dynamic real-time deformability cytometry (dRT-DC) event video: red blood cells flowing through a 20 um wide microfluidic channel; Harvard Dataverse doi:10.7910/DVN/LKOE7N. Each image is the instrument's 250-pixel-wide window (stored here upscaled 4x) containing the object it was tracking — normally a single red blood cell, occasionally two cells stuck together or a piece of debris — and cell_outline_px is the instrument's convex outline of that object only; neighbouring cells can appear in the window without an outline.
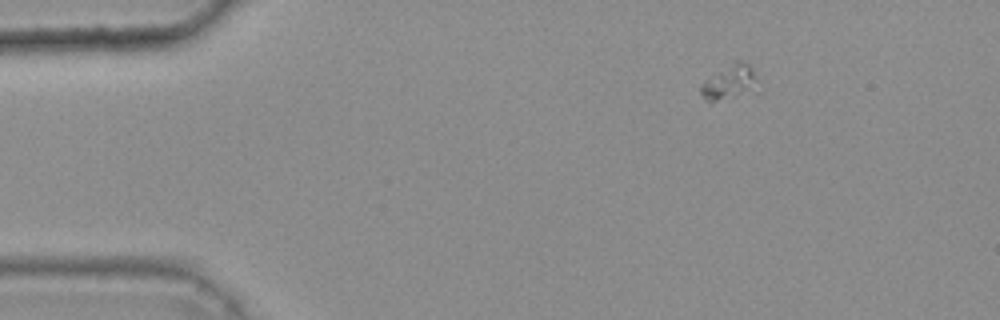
{"species": "common noctule bat (a hibernating species)", "species_latin": "Nyctalus noctula", "temperature_condition": "warm", "stored_images_in_passage": 42, "camera_frame_rate_fps": 3000, "um_per_image_px": 0.085, "animal": {"sex": "female", "body_mass_g": 25.1}, "frame": {"image": 1, "passage_image": 1, "time_ms": 0.0, "image_size_px": [1000, 320], "cell_outline_px": [[752, 76], [748, 88], [732, 96], [716, 100], [704, 100], [700, 92], [700, 84], [704, 80], [736, 60], [744, 60], [752, 68]], "centroid_in_image_um": [61.81, 6.92], "position_along_channel_um": 23.2, "area_um2": 10.06}}
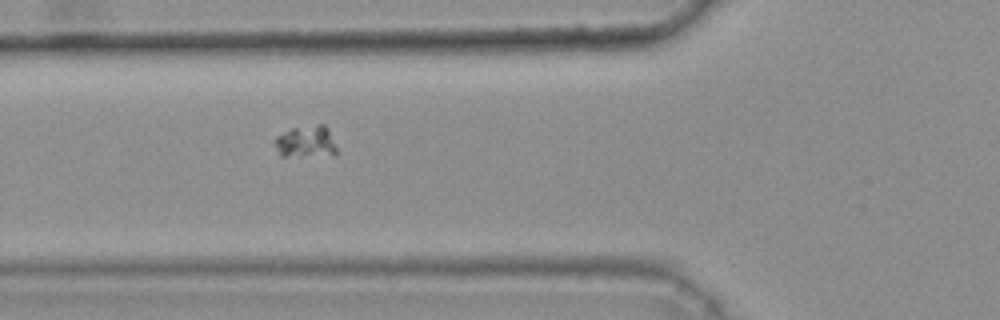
{"frame": {"image": 2, "passage_image": 13, "time_ms": 4.0, "image_size_px": [1000, 320], "cell_outline_px": [[336, 152], [332, 156], [280, 156], [276, 144], [276, 136], [292, 128], [316, 124], [324, 124], [328, 128], [336, 148]], "centroid_in_image_um": [26.04, 12.05], "position_along_channel_um": 99.8, "area_um2": 11.5}}
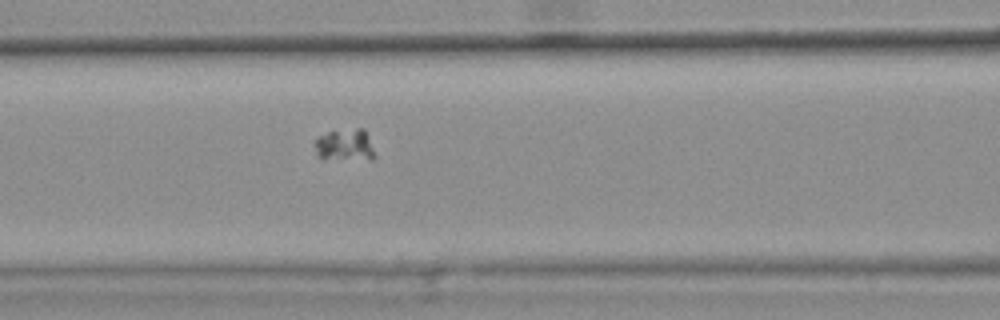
{"frame": {"image": 3, "passage_image": 16, "time_ms": 5.0, "image_size_px": [1000, 320], "cell_outline_px": [[376, 156], [372, 160], [316, 156], [312, 144], [320, 136], [328, 132], [356, 128], [364, 128]], "centroid_in_image_um": [29.32, 12.31], "position_along_channel_um": 137.3, "area_um2": 10.98}}